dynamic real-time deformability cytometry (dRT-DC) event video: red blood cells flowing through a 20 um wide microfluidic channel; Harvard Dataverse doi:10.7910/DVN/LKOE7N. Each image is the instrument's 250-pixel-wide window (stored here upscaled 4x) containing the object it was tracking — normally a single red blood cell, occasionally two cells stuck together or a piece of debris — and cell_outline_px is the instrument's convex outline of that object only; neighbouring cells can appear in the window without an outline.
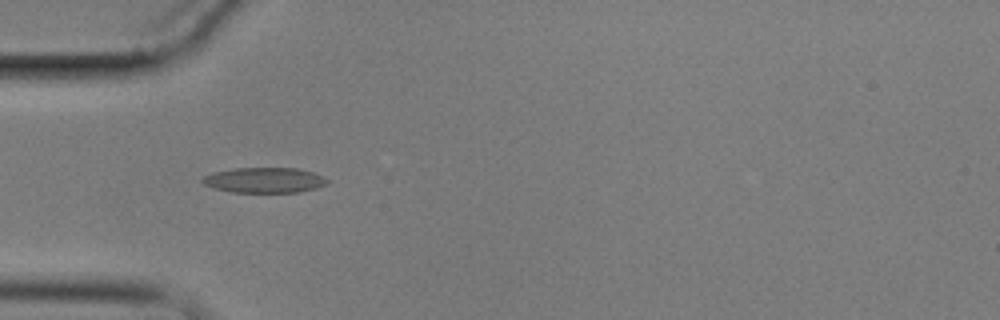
{"species": "common noctule bat (a hibernating species)", "species_latin": "Nyctalus noctula", "temperature_condition": "cold", "stored_images_in_passage": 5, "camera_frame_rate_fps": 3000, "um_per_image_px": 0.085, "animal": {"sex": "male", "body_mass_g": 17.9}, "frame": {"image": 1, "passage_image": 4, "time_ms": 4.333, "image_size_px": [1000, 320], "cell_outline_px": [[328, 180], [324, 184], [316, 188], [300, 192], [232, 192], [216, 188], [204, 184], [200, 180], [204, 176], [212, 172], [232, 168], [296, 168], [312, 172], [324, 176]], "centroid_in_image_um": [22.45, 15.3], "position_along_channel_um": 62.5, "area_um2": 18.32}}
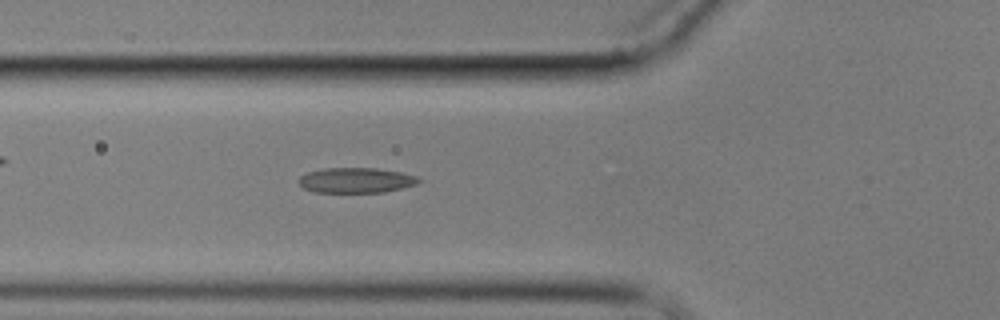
{"frame": {"image": 2, "passage_image": 5, "time_ms": 5.333, "image_size_px": [1000, 320], "cell_outline_px": [[420, 180], [416, 184], [384, 192], [316, 192], [304, 188], [296, 180], [300, 176], [308, 172], [324, 168], [376, 168], [400, 172], [416, 176]], "centroid_in_image_um": [30.22, 15.32], "position_along_channel_um": 95.6, "area_um2": 17.46}}